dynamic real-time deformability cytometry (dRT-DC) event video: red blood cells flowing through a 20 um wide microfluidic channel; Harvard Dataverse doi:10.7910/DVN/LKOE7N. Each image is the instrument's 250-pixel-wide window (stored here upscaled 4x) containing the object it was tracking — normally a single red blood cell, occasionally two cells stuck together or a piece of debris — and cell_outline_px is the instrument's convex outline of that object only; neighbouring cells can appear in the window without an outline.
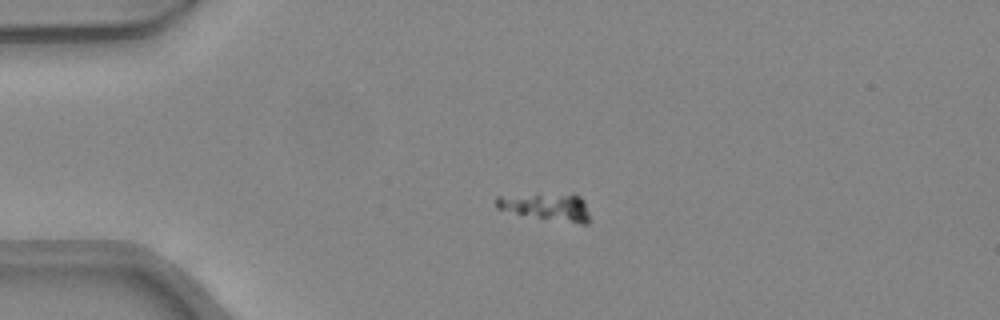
{"species": "common noctule bat (a hibernating species)", "species_latin": "Nyctalus noctula", "temperature_condition": "warm", "stored_images_in_passage": 38, "camera_frame_rate_fps": 3000, "um_per_image_px": 0.085, "animal": {"sex": "female", "body_mass_g": 24.6, "forearm_length_mm": 56.2}, "frame": {"image": 1, "passage_image": 1, "time_ms": 0.0, "image_size_px": [1000, 320], "cell_outline_px": [[588, 224], [580, 224], [536, 216], [496, 208], [496, 196], [572, 192], [580, 196], [584, 200], [588, 212]], "centroid_in_image_um": [46.53, 17.52], "position_along_channel_um": 38.5, "area_um2": 14.74}}
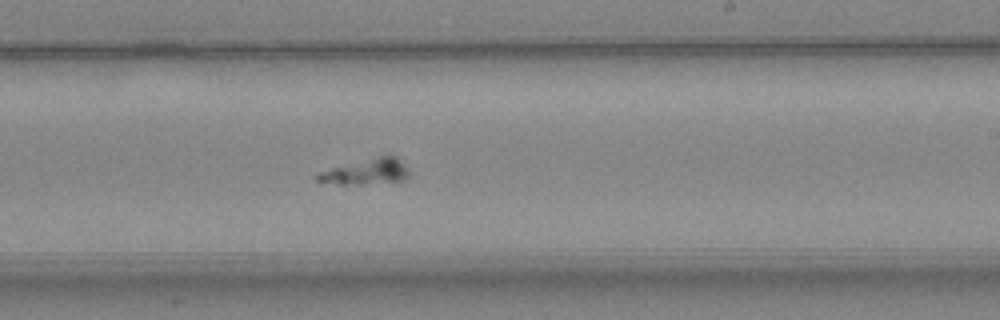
{"frame": {"image": 2, "passage_image": 19, "time_ms": 6.0, "image_size_px": [1000, 320], "cell_outline_px": [[408, 176], [404, 180], [360, 184], [340, 184], [316, 180], [316, 176], [320, 172], [332, 168], [376, 156], [396, 156], [408, 168]], "centroid_in_image_um": [31.17, 14.58], "position_along_channel_um": 257.8, "area_um2": 13.29}}
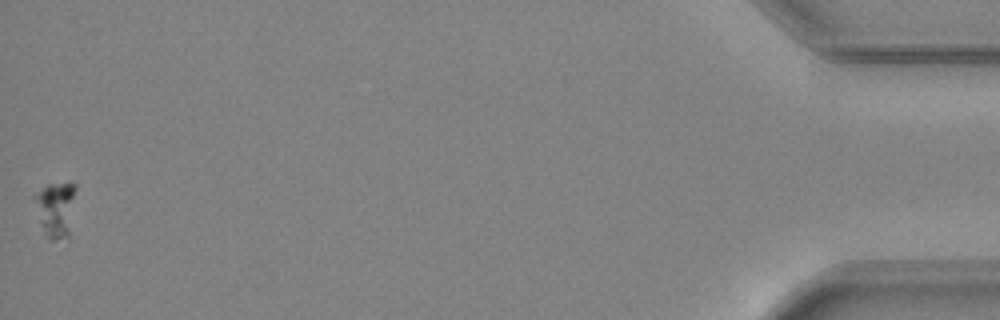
{"frame": {"image": 3, "passage_image": 38, "time_ms": 12.333, "image_size_px": [1000, 320], "cell_outline_px": [[76, 188], [68, 236], [52, 240], [44, 236], [40, 224], [32, 196], [48, 184], [76, 184]], "centroid_in_image_um": [4.69, 17.78], "position_along_channel_um": 430.5, "area_um2": 13.12}}